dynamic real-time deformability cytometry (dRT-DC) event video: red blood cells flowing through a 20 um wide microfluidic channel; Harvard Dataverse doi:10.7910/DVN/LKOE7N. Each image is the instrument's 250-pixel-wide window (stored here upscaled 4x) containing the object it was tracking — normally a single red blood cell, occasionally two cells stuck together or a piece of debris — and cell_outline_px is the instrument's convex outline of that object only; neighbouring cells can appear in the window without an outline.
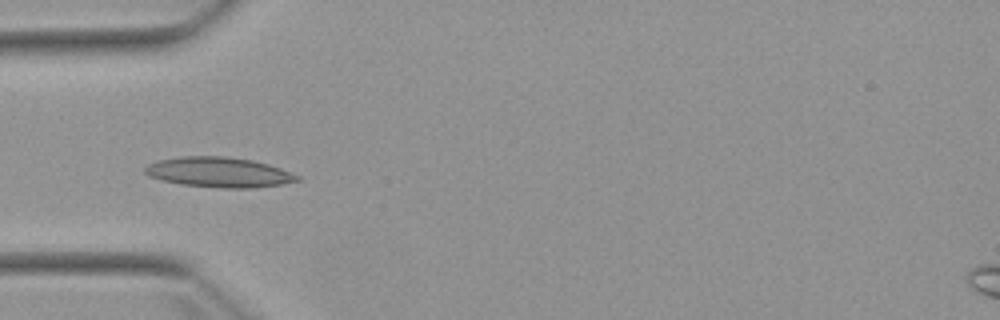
{"species": "Egyptian fruit bat (a non-hibernating species)", "species_latin": "Rousettus aegyptiacus", "temperature_condition": "warm", "stored_images_in_passage": 7, "camera_frame_rate_fps": 3000, "um_per_image_px": 0.085, "animal": {"sex": "female"}, "frame": {"image": 1, "passage_image": 5, "time_ms": 4.667, "image_size_px": [1000, 320], "cell_outline_px": [[300, 180], [280, 184], [252, 188], [216, 188], [180, 184], [148, 176], [144, 172], [144, 168], [148, 164], [156, 160], [180, 156], [224, 156], [252, 160], [268, 164], [280, 168], [300, 176]], "centroid_in_image_um": [18.57, 14.64], "position_along_channel_um": 66.4, "area_um2": 26.76}}
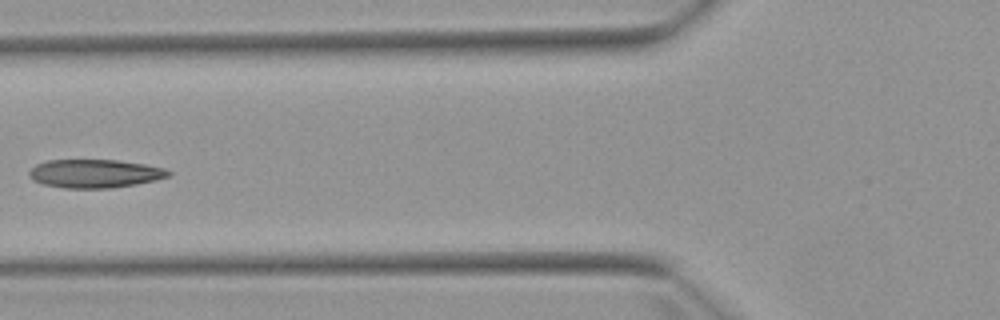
{"frame": {"image": 2, "passage_image": 6, "time_ms": 6.0, "image_size_px": [1000, 320], "cell_outline_px": [[172, 172], [168, 176], [156, 180], [136, 184], [112, 188], [64, 188], [44, 184], [32, 180], [28, 176], [28, 172], [36, 164], [48, 160], [116, 160], [144, 164], [164, 168]], "centroid_in_image_um": [8.04, 14.75], "position_along_channel_um": 117.8, "area_um2": 23.06}}
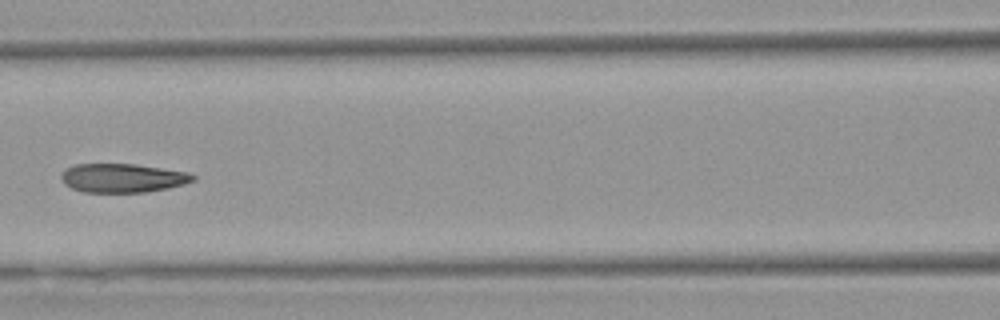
{"frame": {"image": 3, "passage_image": 7, "time_ms": 7.0, "image_size_px": [1000, 320], "cell_outline_px": [[196, 180], [184, 184], [168, 188], [144, 192], [84, 192], [72, 188], [64, 184], [60, 176], [68, 168], [76, 164], [136, 164], [188, 172], [196, 176]], "centroid_in_image_um": [10.45, 15.13], "position_along_channel_um": 156.1, "area_um2": 22.08}}